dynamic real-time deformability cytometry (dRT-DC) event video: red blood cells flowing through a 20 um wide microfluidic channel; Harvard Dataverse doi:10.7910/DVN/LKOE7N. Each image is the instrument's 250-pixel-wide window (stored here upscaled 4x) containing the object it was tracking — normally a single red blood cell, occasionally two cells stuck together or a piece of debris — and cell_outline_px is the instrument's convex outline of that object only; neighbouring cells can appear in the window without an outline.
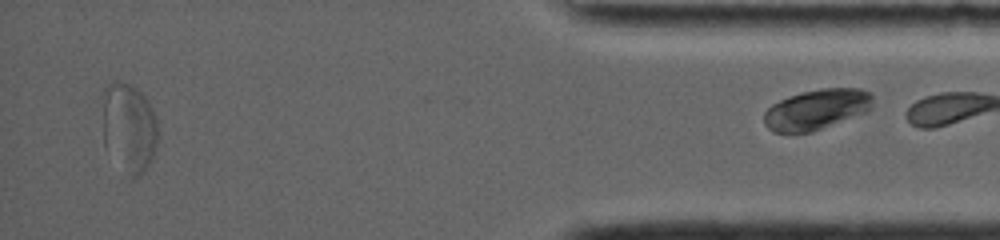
{"species": "common noctule bat (a hibernating species)", "species_latin": "Nyctalus noctula", "temperature_condition": "room temperature", "stored_images_in_passage": 94, "segment_of_instrument_passage": [2, 2], "camera_frame_rate_fps": 4000, "um_per_image_px": 0.085, "animal": {"sex": "female", "body_mass_g": 19.0, "forearm_length_mm": 56.7}, "frame": {"image": 1, "passage_image": 94, "time_ms": 16.0, "image_size_px": [1000, 240], "cell_outline_px": [[872, 104], [868, 112], [812, 132], [772, 132], [764, 124], [764, 112], [772, 104], [788, 96], [800, 92], [820, 88], [860, 88], [872, 92]], "centroid_in_image_um": [69.43, 9.29], "position_along_channel_um": 365.8, "area_um2": 25.84}}